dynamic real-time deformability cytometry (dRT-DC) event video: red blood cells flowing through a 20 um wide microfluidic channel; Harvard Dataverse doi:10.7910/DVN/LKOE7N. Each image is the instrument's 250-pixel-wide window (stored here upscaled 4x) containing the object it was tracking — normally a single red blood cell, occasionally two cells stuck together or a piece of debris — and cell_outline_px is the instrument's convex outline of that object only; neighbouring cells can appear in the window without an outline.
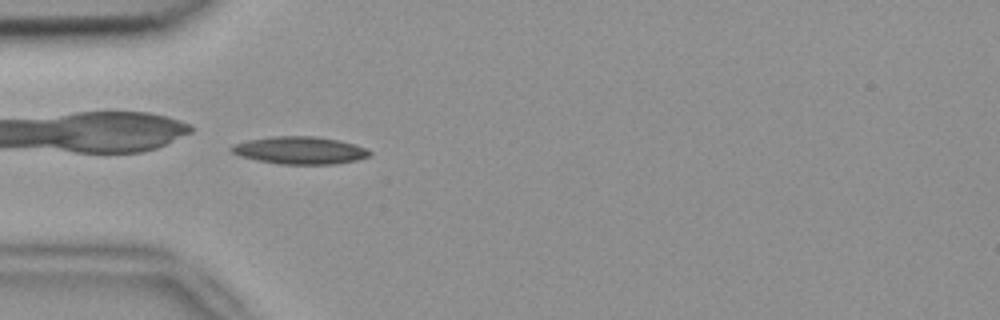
{"species": "common noctule bat (a hibernating species)", "species_latin": "Nyctalus noctula", "temperature_condition": "room temperature", "stored_images_in_passage": 32, "camera_frame_rate_fps": 3000, "um_per_image_px": 0.085, "animal": {"sex": "female", "body_mass_g": 18.4}, "frame": {"image": 1, "passage_image": 1, "time_ms": 0.0, "image_size_px": [1000, 320], "cell_outline_px": [[372, 152], [368, 156], [356, 160], [336, 164], [280, 164], [256, 160], [240, 156], [232, 152], [228, 148], [236, 144], [248, 140], [272, 136], [316, 136], [340, 140], [356, 144]], "centroid_in_image_um": [25.49, 12.77], "position_along_channel_um": 59.5, "area_um2": 22.14}}
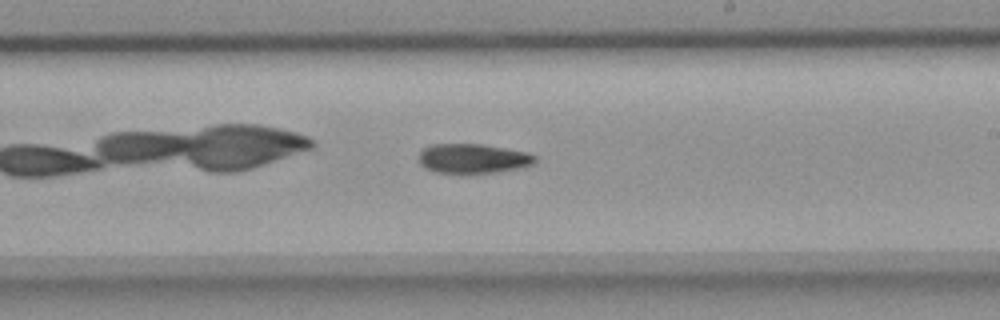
{"frame": {"image": 2, "passage_image": 16, "time_ms": 5.0, "image_size_px": [1000, 320], "cell_outline_px": [[536, 160], [532, 164], [516, 168], [496, 172], [464, 176], [436, 172], [424, 168], [420, 164], [420, 152], [424, 148], [432, 144], [480, 144], [528, 152], [536, 156]], "centroid_in_image_um": [40.16, 13.51], "position_along_channel_um": 248.8, "area_um2": 20.46}}
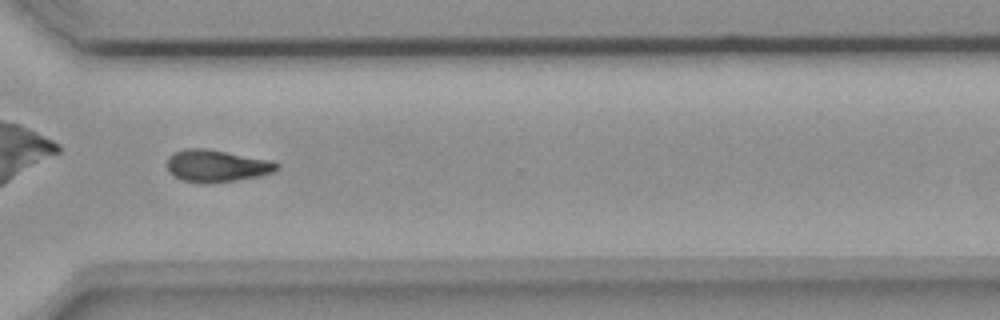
{"frame": {"image": 3, "passage_image": 24, "time_ms": 7.667, "image_size_px": [1000, 320], "cell_outline_px": [[280, 168], [276, 172], [260, 176], [236, 180], [184, 180], [168, 172], [168, 156], [172, 152], [184, 148], [204, 148], [272, 160], [280, 164]], "centroid_in_image_um": [18.48, 14.04], "position_along_channel_um": 352.1, "area_um2": 20.0}, "authors_computed_cell_mechanics": {"area_um2": 20.4034, "velocity_mm_per_s": 3.8526, "shape_relaxation_time_tau1_ms": 5.805, "shape_relaxation_time_tau2_ms": null, "deformation_change_tau1": 0.1584, "deformation_change_tau2": null}}